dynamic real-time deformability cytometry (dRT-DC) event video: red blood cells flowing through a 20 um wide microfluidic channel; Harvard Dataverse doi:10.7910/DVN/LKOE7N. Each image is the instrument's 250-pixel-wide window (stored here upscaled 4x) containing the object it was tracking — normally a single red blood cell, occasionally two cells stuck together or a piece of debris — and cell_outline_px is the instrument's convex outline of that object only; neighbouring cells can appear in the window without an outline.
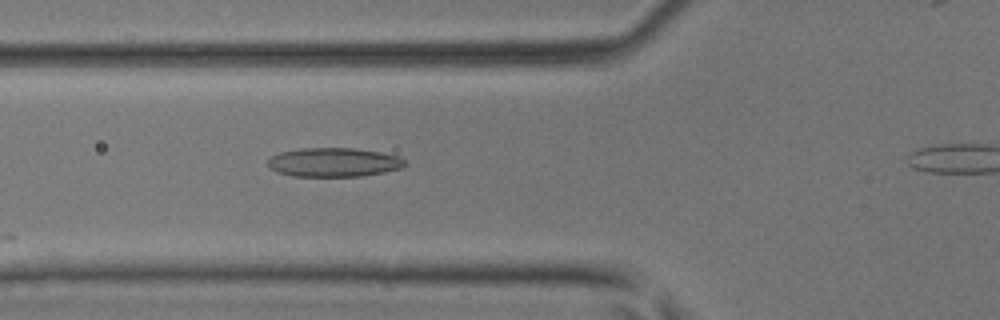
{"species": "common noctule bat (a hibernating species)", "species_latin": "Nyctalus noctula", "temperature_condition": "room temperature", "stored_images_in_passage": 7, "camera_frame_rate_fps": 3000, "um_per_image_px": 0.085, "animal": {"sex": "male", "body_mass_g": 17.9, "forearm_length_mm": 54.2}, "frame": {"image": 1, "passage_image": 3, "time_ms": 0.667, "image_size_px": [1000, 320], "cell_outline_px": [[408, 164], [400, 168], [384, 172], [360, 176], [292, 176], [276, 172], [268, 164], [268, 160], [272, 156], [280, 152], [300, 148], [356, 148], [380, 152], [400, 156]], "centroid_in_image_um": [28.39, 13.79], "position_along_channel_um": 97.4, "area_um2": 23.18}}
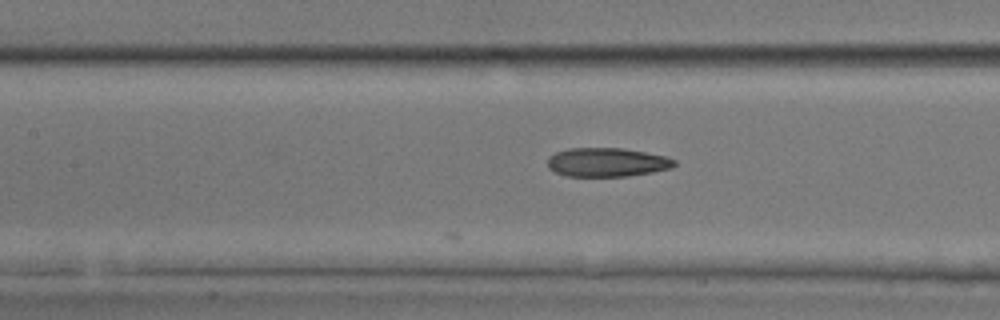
{"frame": {"image": 2, "passage_image": 7, "time_ms": 2.0, "image_size_px": [1000, 320], "cell_outline_px": [[676, 164], [672, 168], [652, 172], [628, 176], [568, 176], [556, 172], [548, 168], [548, 156], [556, 152], [568, 148], [620, 148], [644, 152], [664, 156], [676, 160]], "centroid_in_image_um": [51.58, 13.79], "position_along_channel_um": 155.8, "area_um2": 21.27}}